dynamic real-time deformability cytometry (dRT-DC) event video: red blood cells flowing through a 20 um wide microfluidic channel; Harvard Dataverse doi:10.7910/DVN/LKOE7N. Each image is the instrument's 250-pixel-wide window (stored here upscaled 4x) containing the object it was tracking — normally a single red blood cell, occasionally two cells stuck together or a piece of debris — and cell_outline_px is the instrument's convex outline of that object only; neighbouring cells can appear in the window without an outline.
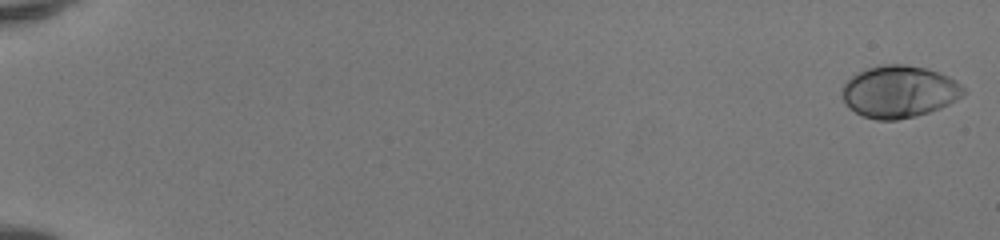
{"species": "human", "species_latin": "Homo sapiens", "temperature_condition": "room temperature", "stored_images_in_passage": 51, "camera_frame_rate_fps": 3000, "um_per_image_px": 0.085, "donor": {"sex": "female"}, "frame": {"image": 1, "passage_image": 1, "time_ms": 0.0, "image_size_px": [1000, 240], "cell_outline_px": [[968, 92], [956, 100], [940, 108], [916, 116], [896, 120], [876, 120], [864, 116], [848, 108], [844, 104], [840, 92], [844, 84], [852, 76], [868, 68], [880, 64], [904, 64], [928, 68], [948, 76], [956, 80]], "centroid_in_image_um": [76.42, 7.79], "position_along_channel_um": 8.6, "area_um2": 37.11}}
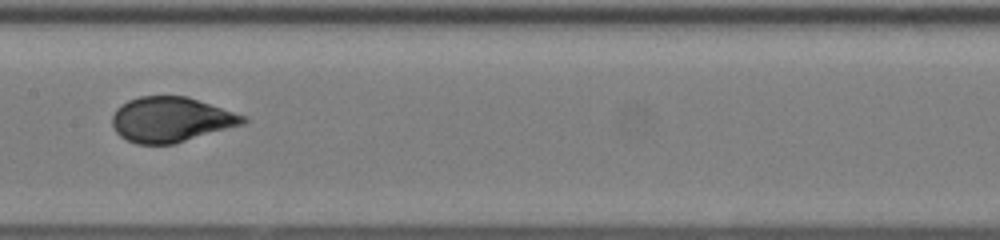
{"frame": {"image": 2, "passage_image": 29, "time_ms": 9.333, "image_size_px": [1000, 240], "cell_outline_px": [[248, 120], [244, 124], [172, 144], [136, 144], [120, 136], [116, 132], [112, 124], [112, 116], [116, 108], [120, 104], [128, 100], [140, 96], [188, 96], [248, 116]], "centroid_in_image_um": [14.54, 10.15], "position_along_channel_um": 192.9, "area_um2": 34.51}}
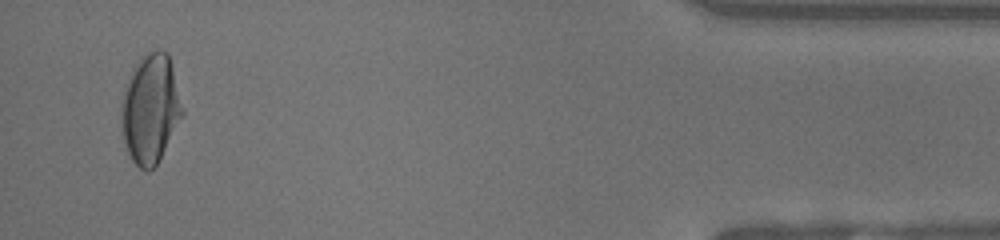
{"frame": {"image": 3, "passage_image": 50, "time_ms": 16.333, "image_size_px": [1000, 240], "cell_outline_px": [[184, 116], [160, 160], [148, 172], [140, 168], [132, 160], [128, 152], [124, 140], [120, 112], [124, 96], [128, 84], [140, 60], [148, 52], [156, 48], [160, 48], [168, 52], [184, 112]], "centroid_in_image_um": [12.84, 9.3], "position_along_channel_um": 422.4, "area_um2": 38.26}, "authors_computed_cell_mechanics": {"area_um2": 35.1424, "velocity_mm_per_s": 4.147, "shape_relaxation_time_tau1_ms": 4.1825, "shape_relaxation_time_tau2_ms": null, "deformation_change_tau1": 0.1911, "deformation_change_tau2": null}}